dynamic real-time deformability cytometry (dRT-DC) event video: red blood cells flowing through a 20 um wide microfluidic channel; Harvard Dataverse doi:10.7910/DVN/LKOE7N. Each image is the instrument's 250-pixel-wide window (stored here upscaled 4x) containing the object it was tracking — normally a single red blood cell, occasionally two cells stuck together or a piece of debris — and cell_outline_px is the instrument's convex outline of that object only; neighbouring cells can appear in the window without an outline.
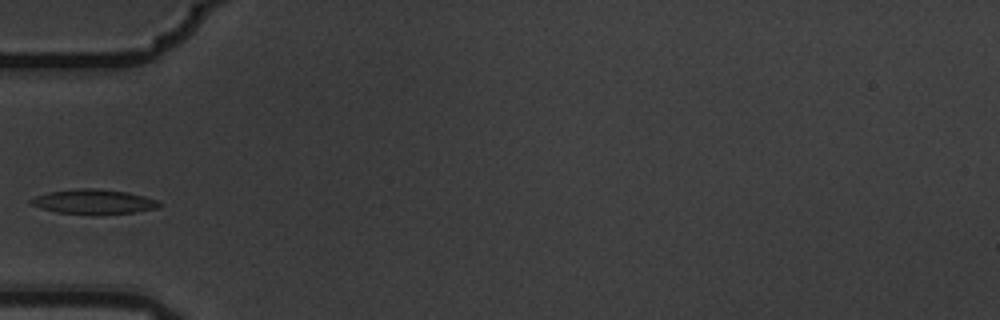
{"species": "common noctule bat (a hibernating species)", "species_latin": "Nyctalus noctula", "temperature_condition": "warm", "stored_images_in_passage": 1, "camera_frame_rate_fps": 3000, "um_per_image_px": 0.085, "animal": {"sex": "male", "body_mass_g": 19.5, "forearm_length_mm": 54.6}, "frame": {"image": 1, "passage_image": 1, "time_ms": 0.0, "image_size_px": [1000, 320], "cell_outline_px": [[164, 204], [160, 208], [136, 212], [92, 216], [56, 212], [40, 208], [28, 204], [28, 200], [36, 196], [48, 192], [72, 188], [96, 188], [128, 192], [144, 196], [156, 200]], "centroid_in_image_um": [7.96, 17.16], "position_along_channel_um": 77.0, "area_um2": 19.19}}